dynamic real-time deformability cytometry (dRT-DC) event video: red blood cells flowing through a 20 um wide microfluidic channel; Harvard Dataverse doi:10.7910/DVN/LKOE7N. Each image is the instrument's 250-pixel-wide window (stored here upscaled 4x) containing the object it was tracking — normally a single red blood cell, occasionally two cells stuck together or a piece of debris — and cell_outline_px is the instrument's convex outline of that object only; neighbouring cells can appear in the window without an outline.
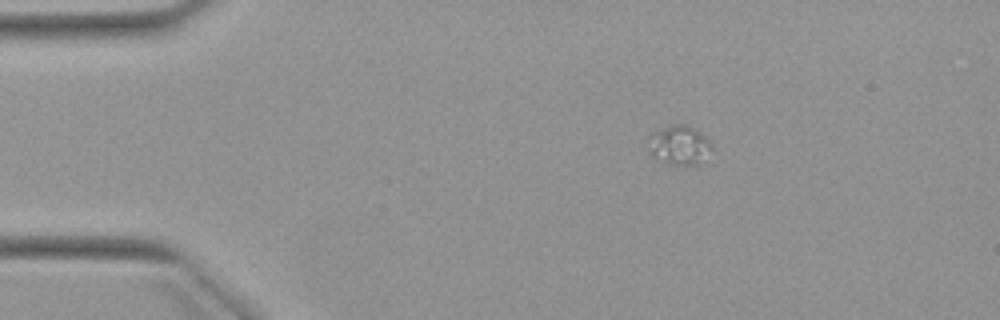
{"species": "Egyptian fruit bat (a non-hibernating species)", "species_latin": "Rousettus aegyptiacus", "temperature_condition": "warm", "stored_images_in_passage": 3, "camera_frame_rate_fps": 3000, "um_per_image_px": 0.085, "animal": {"sex": "female"}, "frame": {"image": 1, "passage_image": 1, "time_ms": 0.0, "image_size_px": [1000, 320], "cell_outline_px": [[712, 148], [704, 160], [696, 164], [676, 164], [656, 160], [648, 152], [644, 140], [652, 132], [672, 124], [688, 124], [696, 128], [712, 144]], "centroid_in_image_um": [57.66, 12.3], "position_along_channel_um": 27.3, "area_um2": 14.91}}